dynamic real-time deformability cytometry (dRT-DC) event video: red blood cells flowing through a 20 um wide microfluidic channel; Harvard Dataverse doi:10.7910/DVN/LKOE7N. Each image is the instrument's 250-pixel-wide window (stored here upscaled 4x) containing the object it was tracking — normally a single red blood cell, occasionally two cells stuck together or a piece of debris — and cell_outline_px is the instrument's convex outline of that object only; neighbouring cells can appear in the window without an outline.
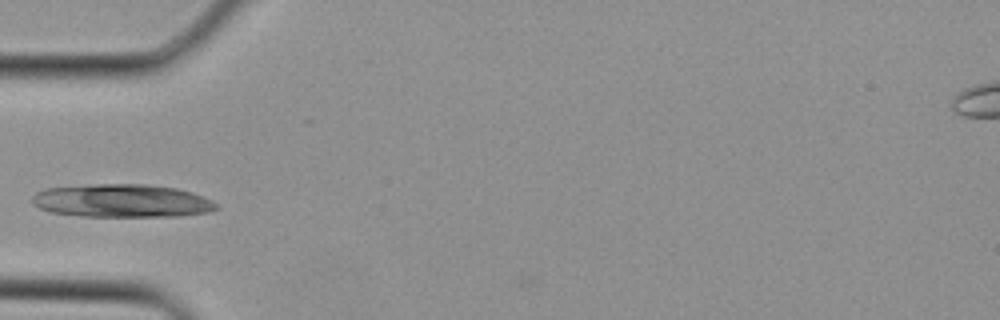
{"species": "Egyptian fruit bat (a non-hibernating species)", "species_latin": "Rousettus aegyptiacus", "temperature_condition": "cold", "stored_images_in_passage": 2, "camera_frame_rate_fps": 3000, "um_per_image_px": 0.085, "animal": {"sex": "female"}, "frame": {"image": 1, "passage_image": 2, "time_ms": 0.333, "image_size_px": [1000, 320], "cell_outline_px": [[220, 208], [208, 212], [180, 216], [80, 216], [52, 212], [40, 208], [32, 204], [32, 196], [36, 192], [44, 188], [92, 184], [148, 184], [176, 188], [192, 192], [212, 200]], "centroid_in_image_um": [10.36, 17.06], "position_along_channel_um": 74.6, "area_um2": 35.72}}